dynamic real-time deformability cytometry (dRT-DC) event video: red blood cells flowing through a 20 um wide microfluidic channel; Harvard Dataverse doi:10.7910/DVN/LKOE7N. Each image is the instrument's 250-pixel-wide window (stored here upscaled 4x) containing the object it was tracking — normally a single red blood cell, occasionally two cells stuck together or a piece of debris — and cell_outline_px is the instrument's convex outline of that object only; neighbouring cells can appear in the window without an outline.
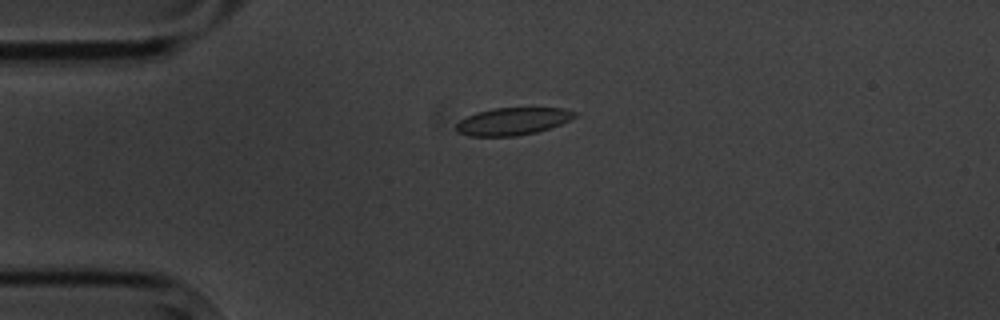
{"species": "common noctule bat (a hibernating species)", "species_latin": "Nyctalus noctula", "temperature_condition": "cold", "stored_images_in_passage": 2, "camera_frame_rate_fps": 3000, "um_per_image_px": 0.085, "animal": {"sex": "male", "body_mass_g": 20.1, "forearm_length_mm": 53.5}, "frame": {"image": 1, "passage_image": 1, "time_ms": 0.0, "image_size_px": [1000, 320], "cell_outline_px": [[576, 116], [572, 120], [536, 132], [516, 136], [468, 136], [456, 132], [456, 124], [460, 120], [476, 112], [492, 108], [564, 108], [576, 112]], "centroid_in_image_um": [43.57, 10.31], "position_along_channel_um": 41.4, "area_um2": 18.96}}